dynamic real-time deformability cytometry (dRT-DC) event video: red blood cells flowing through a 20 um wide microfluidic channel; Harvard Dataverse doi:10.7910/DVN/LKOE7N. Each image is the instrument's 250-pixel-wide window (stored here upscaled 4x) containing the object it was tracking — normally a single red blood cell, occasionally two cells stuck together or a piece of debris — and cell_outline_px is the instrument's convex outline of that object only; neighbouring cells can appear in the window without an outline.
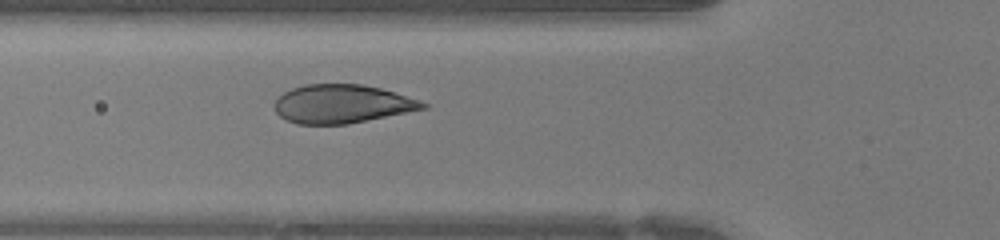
{"species": "human", "species_latin": "Homo sapiens", "temperature_condition": "warm", "stored_images_in_passage": 14, "camera_frame_rate_fps": 3000, "um_per_image_px": 0.085, "donor": {"sex": "female"}, "frame": {"image": 1, "passage_image": 1, "time_ms": 0.0, "image_size_px": [1000, 240], "cell_outline_px": [[416, 104], [412, 108], [376, 116], [356, 120], [332, 124], [316, 124], [324, 84], [348, 84], [372, 88], [388, 92]], "centroid_in_image_um": [30.32, 8.8], "position_along_channel_um": 95.5, "area_um2": 19.02}}
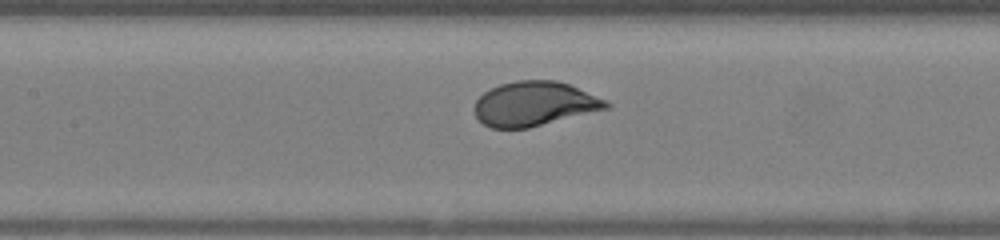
{"frame": {"image": 2, "passage_image": 5, "time_ms": 1.333, "image_size_px": [1000, 240], "cell_outline_px": [[604, 104], [520, 128], [500, 128], [488, 124], [480, 116], [492, 92], [496, 88], [508, 84], [564, 84]], "centroid_in_image_um": [45.31, 8.87], "position_along_channel_um": 162.1, "area_um2": 26.53}}
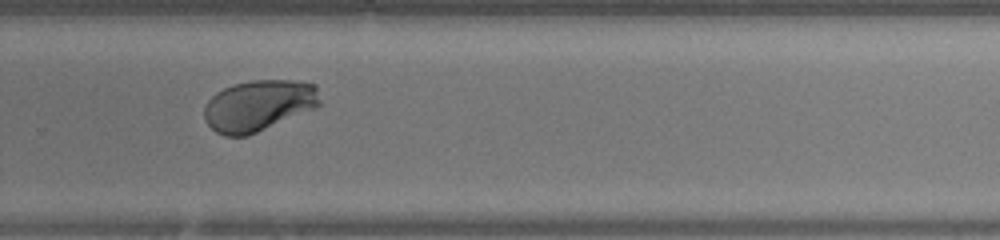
{"frame": {"image": 3, "passage_image": 14, "time_ms": 4.333, "image_size_px": [1000, 240], "cell_outline_px": [[304, 92], [300, 100], [272, 120], [260, 128], [252, 132], [224, 132], [244, 84], [292, 84], [300, 88]], "centroid_in_image_um": [22.23, 8.97], "position_along_channel_um": 307.6, "area_um2": 17.69}}